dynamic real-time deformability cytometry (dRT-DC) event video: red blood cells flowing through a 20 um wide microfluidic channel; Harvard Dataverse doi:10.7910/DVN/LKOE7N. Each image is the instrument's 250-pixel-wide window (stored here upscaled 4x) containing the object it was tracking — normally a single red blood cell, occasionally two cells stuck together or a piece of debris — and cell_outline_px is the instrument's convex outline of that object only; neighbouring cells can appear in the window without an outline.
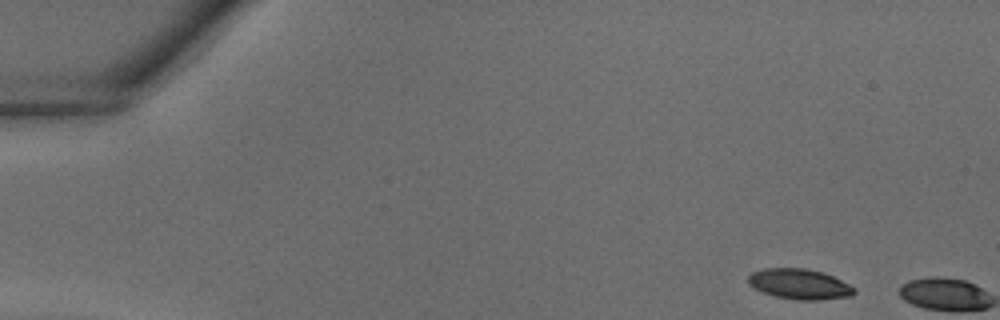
{"species": "common noctule bat (a hibernating species)", "species_latin": "Nyctalus noctula", "temperature_condition": "warm", "stored_images_in_passage": 3, "camera_frame_rate_fps": 3000, "um_per_image_px": 0.085, "animal": {"sex": "male", "body_mass_g": 18.8}, "frame": {"image": 1, "passage_image": 1, "time_ms": 0.0, "image_size_px": [1000, 320], "cell_outline_px": [[856, 292], [852, 296], [816, 300], [800, 300], [776, 296], [764, 292], [748, 284], [748, 276], [752, 272], [764, 268], [804, 268], [824, 272], [856, 288]], "centroid_in_image_um": [67.97, 24.14], "position_along_channel_um": 17.0, "area_um2": 18.61}}